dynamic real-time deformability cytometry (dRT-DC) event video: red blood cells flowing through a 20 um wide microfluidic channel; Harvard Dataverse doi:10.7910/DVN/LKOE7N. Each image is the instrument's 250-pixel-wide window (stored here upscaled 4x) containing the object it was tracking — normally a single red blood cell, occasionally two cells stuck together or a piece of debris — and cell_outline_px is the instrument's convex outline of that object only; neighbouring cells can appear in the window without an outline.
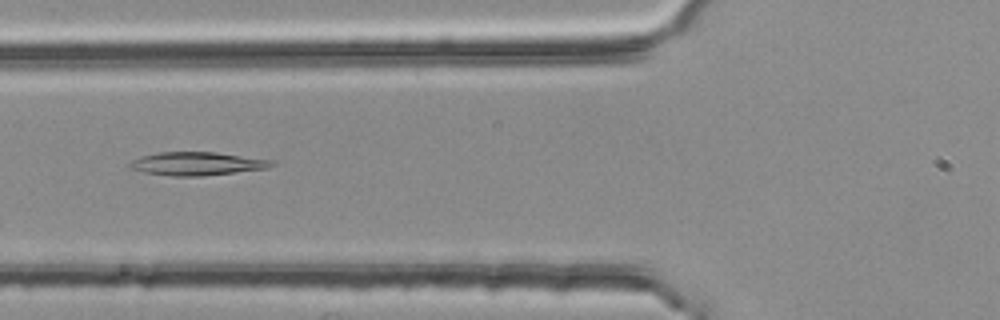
{"species": "common noctule bat (a hibernating species)", "species_latin": "Nyctalus noctula", "temperature_condition": "room temperature", "stored_images_in_passage": 4, "camera_frame_rate_fps": 3000, "um_per_image_px": 0.085, "animal": {"sex": "female", "body_mass_g": 25.1}, "frame": {"image": 1, "passage_image": 3, "time_ms": 0.667, "image_size_px": [1000, 320], "cell_outline_px": [[276, 164], [268, 168], [204, 176], [172, 176], [144, 172], [128, 168], [128, 164], [132, 160], [140, 156], [156, 152], [216, 152], [272, 160]], "centroid_in_image_um": [16.71, 13.91], "position_along_channel_um": 109.1, "area_um2": 19.36}}
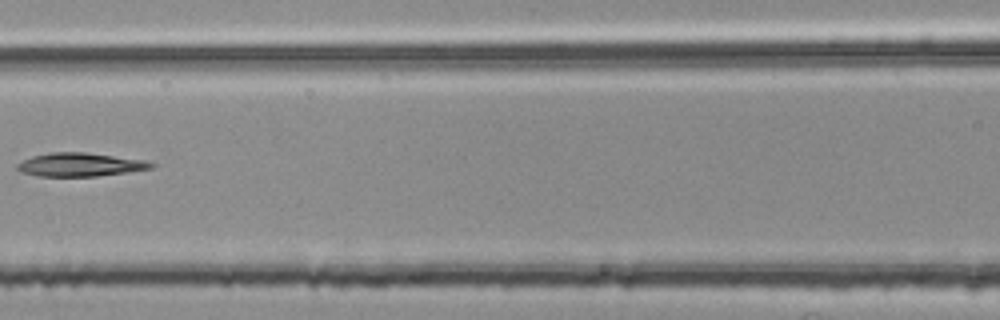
{"frame": {"image": 2, "passage_image": 4, "time_ms": 1.0, "image_size_px": [1000, 320], "cell_outline_px": [[156, 164], [152, 168], [96, 176], [36, 176], [20, 172], [16, 168], [16, 164], [32, 156], [52, 152], [84, 152], [148, 160]], "centroid_in_image_um": [6.79, 13.99], "position_along_channel_um": 159.8, "area_um2": 18.32}}